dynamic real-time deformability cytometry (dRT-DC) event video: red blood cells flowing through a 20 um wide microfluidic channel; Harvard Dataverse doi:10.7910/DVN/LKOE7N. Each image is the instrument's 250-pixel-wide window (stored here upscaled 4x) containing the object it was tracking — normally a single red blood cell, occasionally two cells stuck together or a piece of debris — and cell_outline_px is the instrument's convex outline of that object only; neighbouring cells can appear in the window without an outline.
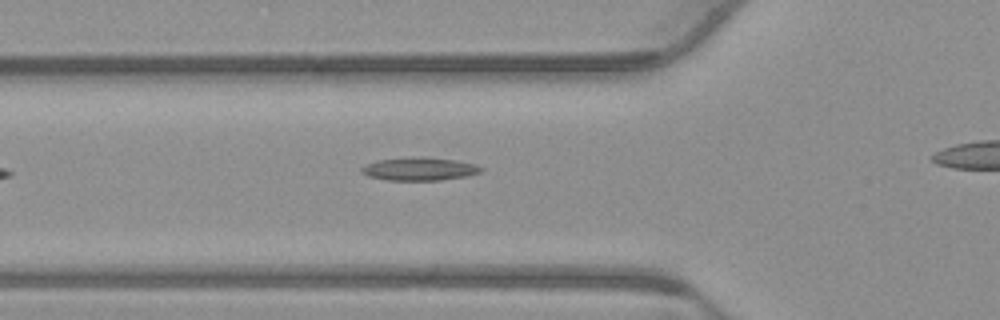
{"species": "common noctule bat (a hibernating species)", "species_latin": "Nyctalus noctula", "temperature_condition": "warm", "stored_images_in_passage": 15, "camera_frame_rate_fps": 3000, "um_per_image_px": 0.085, "animal": {"sex": "male", "body_mass_g": 23.1, "forearm_length_mm": 52.7}, "frame": {"image": 1, "passage_image": 2, "time_ms": 0.333, "image_size_px": [1000, 320], "cell_outline_px": [[484, 168], [480, 172], [464, 176], [440, 180], [388, 180], [368, 176], [360, 172], [360, 168], [364, 164], [376, 160], [412, 156], [424, 156], [452, 160], [476, 164]], "centroid_in_image_um": [35.58, 14.34], "position_along_channel_um": 90.2, "area_um2": 16.18}}
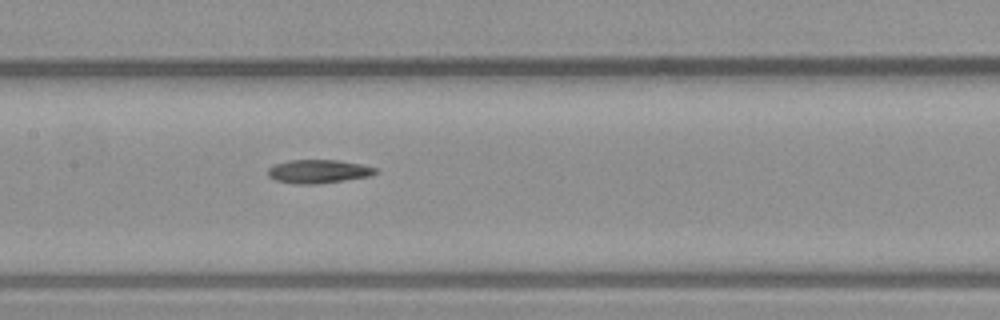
{"frame": {"image": 2, "passage_image": 9, "time_ms": 2.667, "image_size_px": [1000, 320], "cell_outline_px": [[380, 172], [368, 176], [344, 180], [316, 184], [296, 184], [276, 180], [268, 176], [268, 168], [276, 164], [288, 160], [336, 160], [360, 164], [376, 168]], "centroid_in_image_um": [27.06, 14.57], "position_along_channel_um": 180.3, "area_um2": 14.62}}
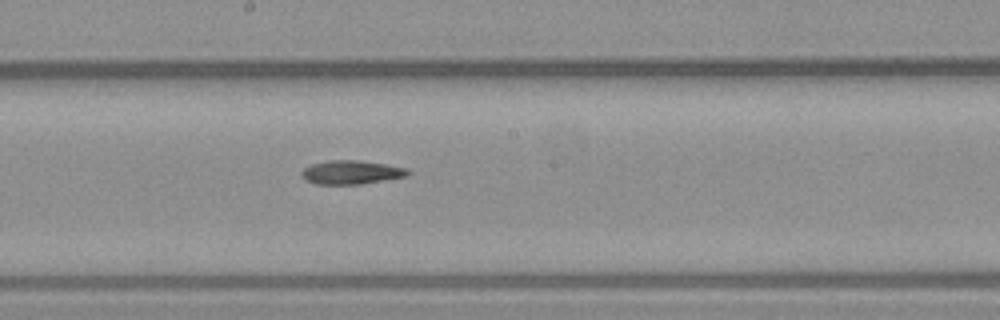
{"frame": {"image": 3, "passage_image": 12, "time_ms": 3.667, "image_size_px": [1000, 320], "cell_outline_px": [[412, 172], [408, 176], [360, 184], [316, 184], [308, 180], [300, 172], [304, 168], [312, 164], [328, 160], [360, 160], [408, 168]], "centroid_in_image_um": [29.91, 14.64], "position_along_channel_um": 218.3, "area_um2": 14.62}}